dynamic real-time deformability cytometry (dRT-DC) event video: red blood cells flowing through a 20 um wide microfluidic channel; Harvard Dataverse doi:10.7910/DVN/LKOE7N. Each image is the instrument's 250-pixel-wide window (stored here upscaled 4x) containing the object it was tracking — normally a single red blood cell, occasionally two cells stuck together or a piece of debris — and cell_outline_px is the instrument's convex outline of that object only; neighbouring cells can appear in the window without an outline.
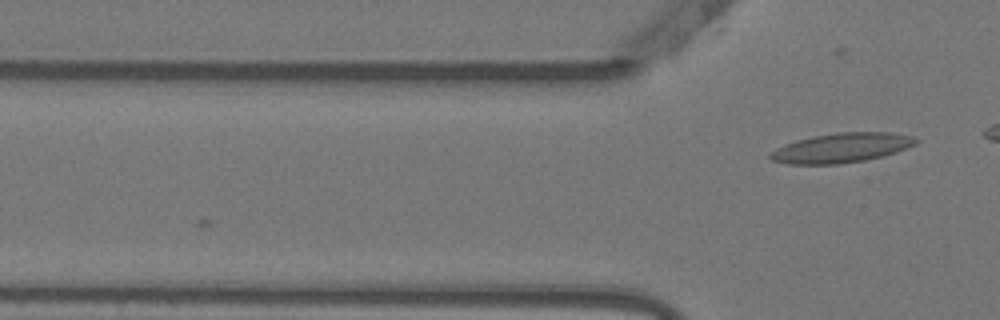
{"species": "Egyptian fruit bat (a non-hibernating species)", "species_latin": "Rousettus aegyptiacus", "temperature_condition": "warm", "stored_images_in_passage": 11, "camera_frame_rate_fps": 3000, "um_per_image_px": 0.085, "animal": {"sex": "female"}, "frame": {"image": 1, "passage_image": 11, "time_ms": 3.333, "image_size_px": [1000, 320], "cell_outline_px": [[920, 140], [916, 144], [908, 148], [896, 152], [864, 160], [836, 164], [788, 164], [772, 160], [768, 156], [776, 148], [796, 140], [812, 136], [836, 132], [888, 132], [912, 136]], "centroid_in_image_um": [71.54, 12.56], "position_along_channel_um": 54.3, "area_um2": 24.97}}